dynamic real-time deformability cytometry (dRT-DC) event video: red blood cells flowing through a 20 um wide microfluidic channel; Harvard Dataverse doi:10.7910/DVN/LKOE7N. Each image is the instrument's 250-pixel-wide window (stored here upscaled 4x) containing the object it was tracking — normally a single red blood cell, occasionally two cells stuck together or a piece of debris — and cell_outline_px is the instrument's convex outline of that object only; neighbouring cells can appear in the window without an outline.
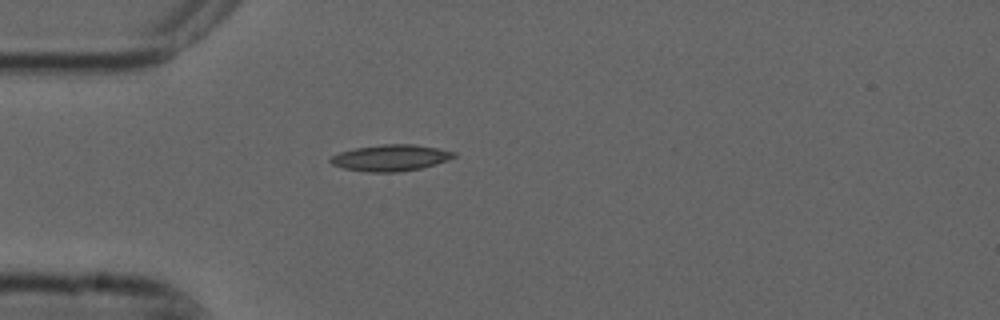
{"species": "common noctule bat (a hibernating species)", "species_latin": "Nyctalus noctula", "temperature_condition": "cold", "stored_images_in_passage": 1, "camera_frame_rate_fps": 3000, "um_per_image_px": 0.085, "animal": {"sex": "male", "forearm_length_mm": 52.5}, "frame": {"image": 1, "passage_image": 1, "time_ms": 0.0, "image_size_px": [1000, 320], "cell_outline_px": [[456, 156], [448, 160], [436, 164], [420, 168], [396, 172], [368, 172], [344, 168], [332, 164], [328, 160], [332, 156], [340, 152], [356, 148], [384, 144], [412, 144], [436, 148], [456, 152]], "centroid_in_image_um": [33.2, 13.41], "position_along_channel_um": 51.8, "area_um2": 18.73}}